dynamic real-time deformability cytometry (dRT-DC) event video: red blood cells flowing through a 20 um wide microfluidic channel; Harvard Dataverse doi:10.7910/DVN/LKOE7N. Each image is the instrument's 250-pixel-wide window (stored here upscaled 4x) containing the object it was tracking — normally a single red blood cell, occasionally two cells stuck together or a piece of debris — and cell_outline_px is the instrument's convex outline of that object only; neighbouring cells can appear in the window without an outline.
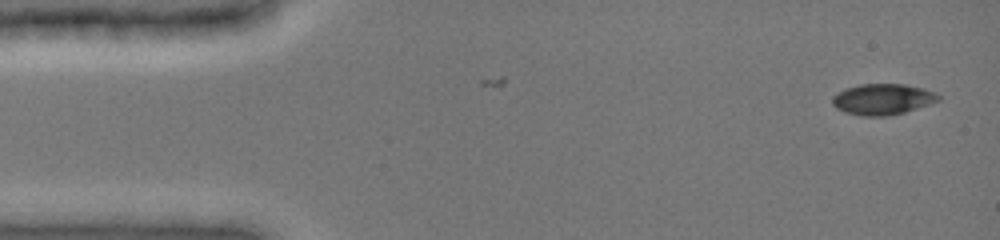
{"species": "common noctule bat (a hibernating species)", "species_latin": "Nyctalus noctula", "temperature_condition": "cold", "stored_images_in_passage": 5, "camera_frame_rate_fps": 3000, "um_per_image_px": 0.085, "animal": {"sex": "female", "body_mass_g": 19.0, "forearm_length_mm": 51.5}, "frame": {"image": 1, "passage_image": 1, "time_ms": 0.0, "image_size_px": [1000, 240], "cell_outline_px": [[940, 100], [904, 112], [888, 116], [860, 116], [844, 112], [836, 108], [832, 104], [832, 96], [844, 88], [860, 84], [904, 84], [924, 88], [940, 96]], "centroid_in_image_um": [74.97, 8.43], "position_along_channel_um": 10.0, "area_um2": 19.13}}